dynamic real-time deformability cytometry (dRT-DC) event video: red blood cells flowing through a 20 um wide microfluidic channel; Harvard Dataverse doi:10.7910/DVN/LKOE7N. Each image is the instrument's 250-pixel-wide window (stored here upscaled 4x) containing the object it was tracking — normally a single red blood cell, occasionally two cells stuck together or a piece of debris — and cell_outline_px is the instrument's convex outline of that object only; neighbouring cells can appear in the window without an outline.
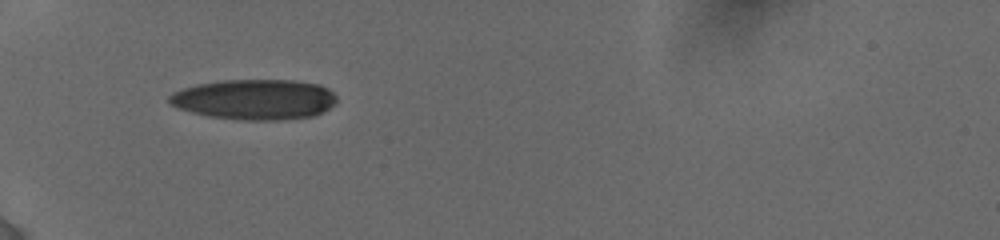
{"species": "human", "species_latin": "Homo sapiens", "temperature_condition": "cold", "stored_images_in_passage": 16, "camera_frame_rate_fps": 3000, "um_per_image_px": 0.085, "donor": {"sex": "female"}, "frame": {"image": 1, "passage_image": 1, "time_ms": 0.0, "image_size_px": [1000, 240], "cell_outline_px": [[336, 104], [324, 112], [312, 116], [284, 120], [244, 120], [208, 116], [176, 108], [168, 100], [168, 96], [172, 92], [196, 84], [224, 80], [296, 80], [320, 84], [328, 88], [336, 96]], "centroid_in_image_um": [21.67, 8.45], "position_along_channel_um": 63.3, "area_um2": 39.71}}
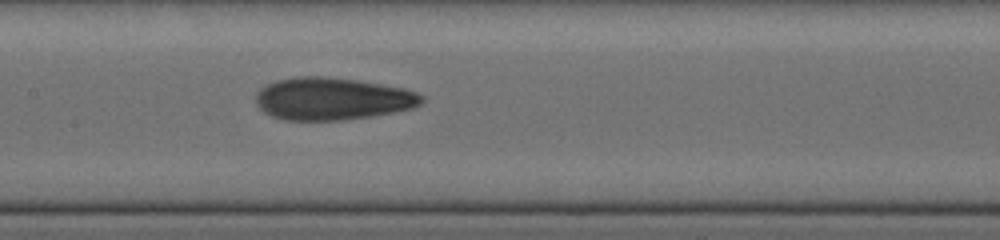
{"frame": {"image": 2, "passage_image": 12, "time_ms": 3.333, "image_size_px": [1000, 240], "cell_outline_px": [[424, 100], [420, 104], [412, 108], [396, 112], [340, 120], [288, 120], [272, 116], [264, 112], [256, 104], [256, 92], [264, 84], [276, 80], [296, 76], [324, 76], [360, 80], [404, 88], [416, 92], [424, 96]], "centroid_in_image_um": [28.23, 8.38], "position_along_channel_um": 179.2, "area_um2": 41.21}}
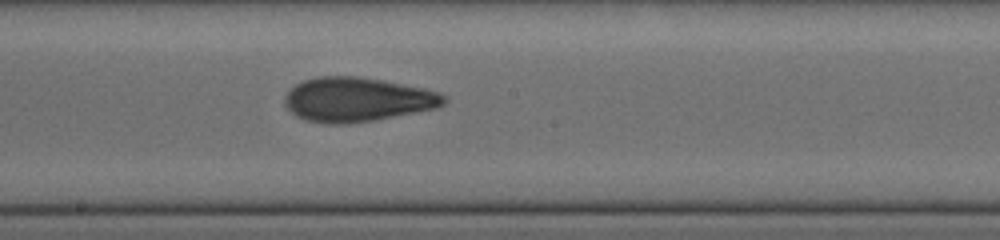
{"frame": {"image": 3, "passage_image": 16, "time_ms": 4.333, "image_size_px": [1000, 240], "cell_outline_px": [[448, 100], [440, 108], [372, 120], [340, 124], [328, 124], [308, 120], [296, 116], [284, 104], [284, 96], [288, 88], [304, 80], [316, 76], [356, 76], [384, 80], [424, 88], [440, 92]], "centroid_in_image_um": [30.37, 8.44], "position_along_channel_um": 217.8, "area_um2": 41.27}}